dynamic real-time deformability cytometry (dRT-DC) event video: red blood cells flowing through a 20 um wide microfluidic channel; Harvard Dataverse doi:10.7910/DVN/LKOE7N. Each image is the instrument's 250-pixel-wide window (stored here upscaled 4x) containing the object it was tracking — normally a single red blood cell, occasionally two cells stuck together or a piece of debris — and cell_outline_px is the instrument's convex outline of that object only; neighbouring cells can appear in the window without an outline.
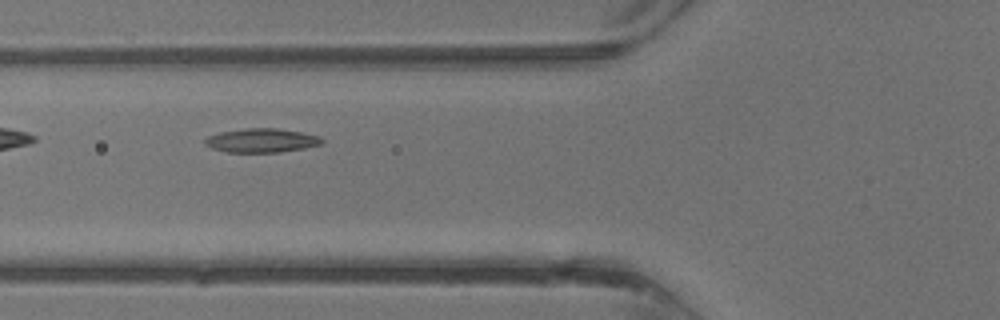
{"species": "common noctule bat (a hibernating species)", "species_latin": "Nyctalus noctula", "temperature_condition": "warm", "stored_images_in_passage": 27, "camera_frame_rate_fps": 3000, "um_per_image_px": 0.085, "animal": {"sex": "male", "body_mass_g": 13.3}, "frame": {"image": 1, "passage_image": 3, "time_ms": 0.667, "image_size_px": [1000, 320], "cell_outline_px": [[324, 144], [304, 148], [280, 152], [224, 152], [212, 148], [204, 144], [204, 140], [208, 136], [220, 132], [244, 128], [276, 128], [300, 132], [320, 136], [324, 140]], "centroid_in_image_um": [22.24, 11.94], "position_along_channel_um": 103.6, "area_um2": 16.42}}
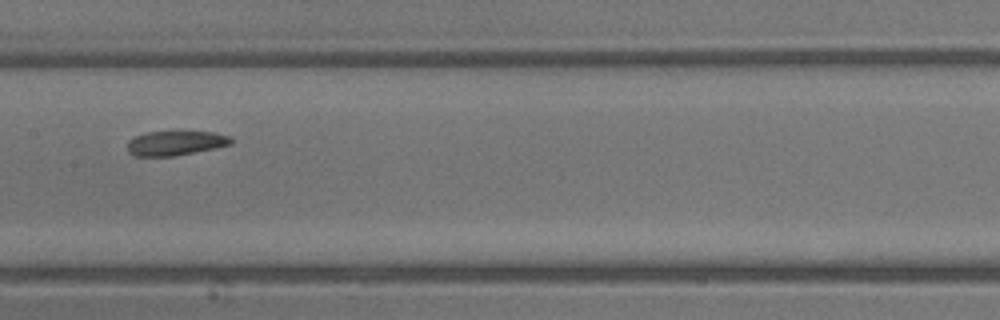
{"frame": {"image": 2, "passage_image": 8, "time_ms": 2.333, "image_size_px": [1000, 320], "cell_outline_px": [[232, 144], [216, 148], [176, 156], [136, 156], [128, 152], [128, 140], [136, 136], [148, 132], [212, 132], [232, 136]], "centroid_in_image_um": [14.95, 12.17], "position_along_channel_um": 192.5, "area_um2": 14.8}}
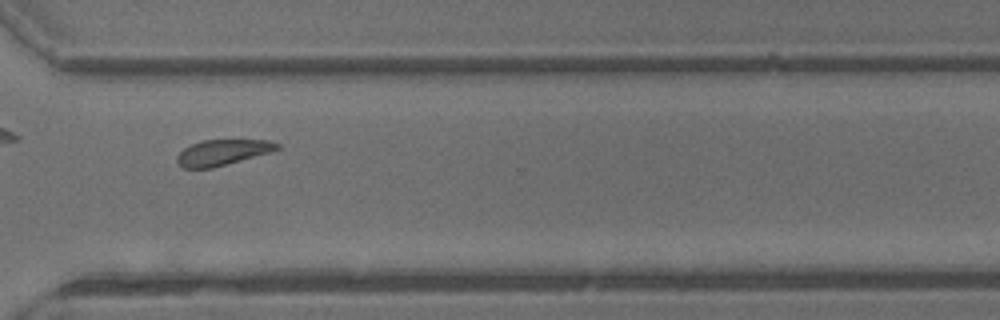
{"frame": {"image": 3, "passage_image": 17, "time_ms": 5.333, "image_size_px": [1000, 320], "cell_outline_px": [[280, 148], [272, 152], [212, 168], [184, 168], [176, 160], [176, 156], [184, 148], [192, 144], [204, 140], [268, 140], [280, 144]], "centroid_in_image_um": [18.94, 12.95], "position_along_channel_um": 351.7, "area_um2": 14.91}}